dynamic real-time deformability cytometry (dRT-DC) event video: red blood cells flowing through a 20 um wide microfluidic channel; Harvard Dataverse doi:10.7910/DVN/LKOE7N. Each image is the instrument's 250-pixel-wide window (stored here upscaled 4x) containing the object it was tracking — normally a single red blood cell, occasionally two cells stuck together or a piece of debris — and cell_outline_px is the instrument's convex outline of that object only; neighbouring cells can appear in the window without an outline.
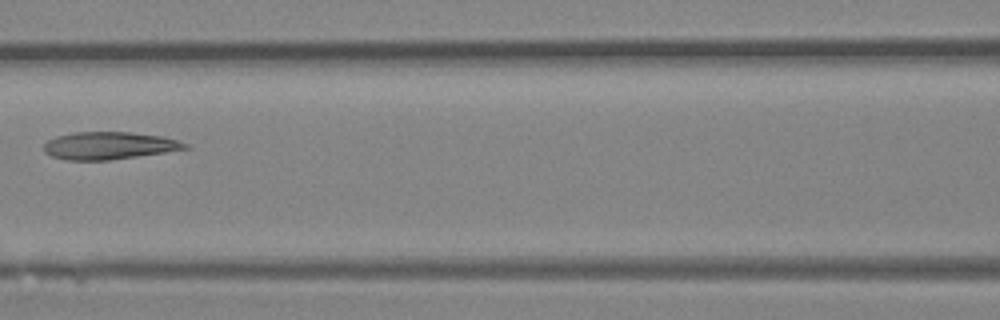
{"species": "Egyptian fruit bat (a non-hibernating species)", "species_latin": "Rousettus aegyptiacus", "temperature_condition": "room temperature", "stored_images_in_passage": 6, "segment_of_instrument_passage": [1, 2], "camera_frame_rate_fps": 3000, "um_per_image_px": 0.085, "animal": {"sex": "female"}, "frame": {"image": 1, "passage_image": 5, "time_ms": 4.667, "image_size_px": [1000, 320], "cell_outline_px": [[192, 148], [108, 160], [68, 160], [52, 156], [44, 152], [44, 144], [48, 140], [56, 136], [72, 132], [128, 132], [160, 136], [176, 140], [188, 144]], "centroid_in_image_um": [9.25, 12.37], "position_along_channel_um": 157.4, "area_um2": 22.43}}